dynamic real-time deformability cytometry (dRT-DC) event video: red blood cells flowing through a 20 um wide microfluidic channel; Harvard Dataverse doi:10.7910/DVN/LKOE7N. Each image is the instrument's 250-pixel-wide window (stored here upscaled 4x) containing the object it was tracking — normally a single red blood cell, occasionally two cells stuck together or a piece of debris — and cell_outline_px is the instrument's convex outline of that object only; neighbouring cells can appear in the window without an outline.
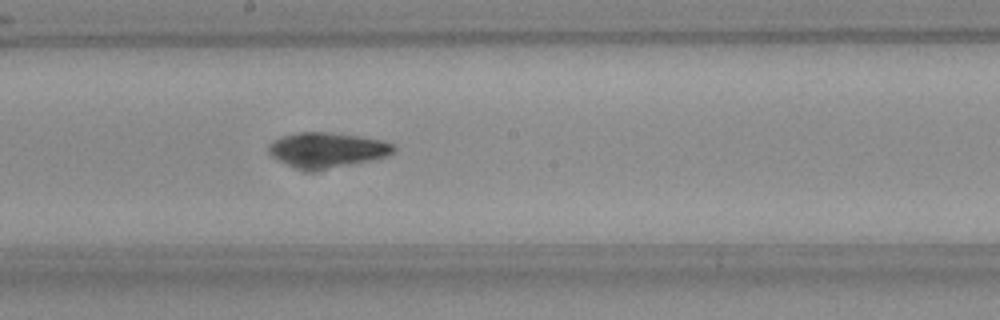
{"species": "Egyptian fruit bat (a non-hibernating species)", "species_latin": "Rousettus aegyptiacus", "temperature_condition": "room temperature", "stored_images_in_passage": 8, "camera_frame_rate_fps": 3000, "um_per_image_px": 0.085, "frame": {"image": 1, "passage_image": 8, "time_ms": 2.333, "image_size_px": [1000, 320], "cell_outline_px": [[396, 148], [388, 156], [328, 168], [296, 168], [284, 164], [276, 160], [268, 152], [268, 144], [280, 136], [296, 132], [332, 132], [380, 140], [392, 144]], "centroid_in_image_um": [27.72, 12.71], "position_along_channel_um": 220.5, "area_um2": 24.97}}